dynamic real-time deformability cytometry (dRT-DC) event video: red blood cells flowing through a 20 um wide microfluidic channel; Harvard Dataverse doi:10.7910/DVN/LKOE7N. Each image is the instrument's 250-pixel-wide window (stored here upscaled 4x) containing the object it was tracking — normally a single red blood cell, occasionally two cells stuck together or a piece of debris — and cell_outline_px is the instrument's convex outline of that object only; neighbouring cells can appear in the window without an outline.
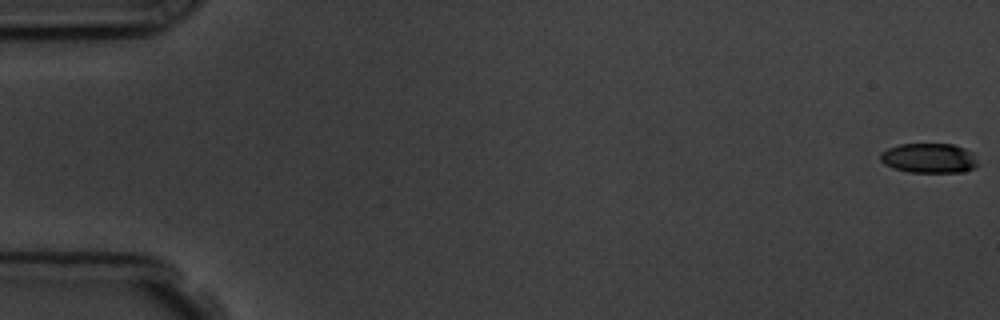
{"species": "common noctule bat (a hibernating species)", "species_latin": "Nyctalus noctula", "temperature_condition": "room temperature", "stored_images_in_passage": 8, "camera_frame_rate_fps": 3000, "um_per_image_px": 0.085, "animal": {"sex": "male", "body_mass_g": 19.5, "forearm_length_mm": 54.6}, "frame": {"image": 1, "passage_image": 1, "time_ms": 0.0, "image_size_px": [1000, 320], "cell_outline_px": [[980, 164], [964, 172], [908, 172], [892, 168], [884, 164], [880, 160], [880, 152], [888, 148], [900, 144], [952, 144], [964, 148], [972, 152]], "centroid_in_image_um": [78.96, 13.44], "position_along_channel_um": 6.0, "area_um2": 17.05}}
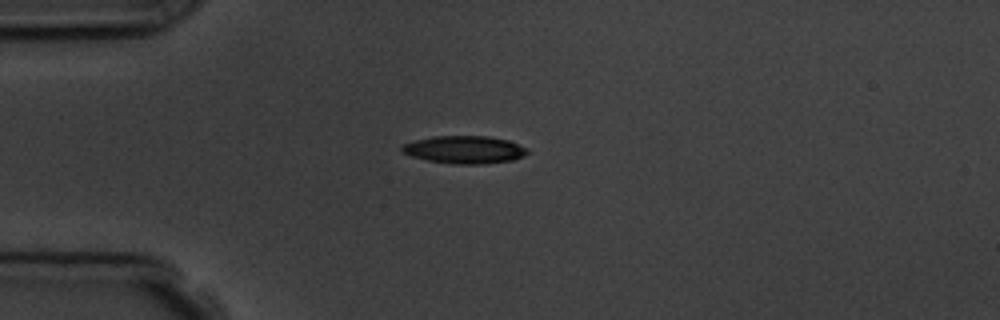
{"frame": {"image": 2, "passage_image": 5, "time_ms": 4.667, "image_size_px": [1000, 320], "cell_outline_px": [[528, 152], [524, 156], [512, 160], [480, 164], [452, 164], [428, 160], [412, 156], [400, 152], [400, 148], [404, 144], [416, 140], [432, 136], [488, 136], [508, 140], [528, 148]], "centroid_in_image_um": [39.48, 12.72], "position_along_channel_um": 45.5, "area_um2": 20.23}}